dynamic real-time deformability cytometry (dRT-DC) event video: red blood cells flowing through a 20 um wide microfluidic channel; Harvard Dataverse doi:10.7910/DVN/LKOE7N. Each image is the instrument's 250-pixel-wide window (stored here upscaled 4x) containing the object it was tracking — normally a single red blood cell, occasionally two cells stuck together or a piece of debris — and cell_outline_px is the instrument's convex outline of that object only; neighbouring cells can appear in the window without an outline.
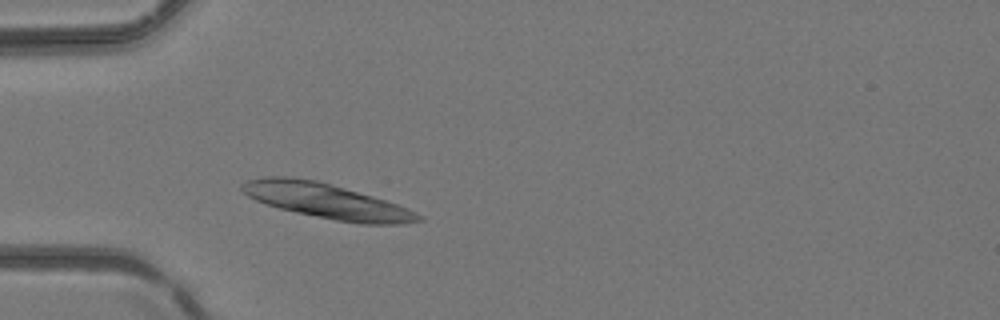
{"species": "common noctule bat (a hibernating species)", "species_latin": "Nyctalus noctula", "temperature_condition": "room temperature", "stored_images_in_passage": 2, "camera_frame_rate_fps": 3000, "um_per_image_px": 0.085, "animal": {"sex": "female", "body_mass_g": 24.6, "forearm_length_mm": 56.2}, "frame": {"image": 1, "passage_image": 2, "time_ms": 0.333, "image_size_px": [1000, 320], "cell_outline_px": [[424, 220], [400, 224], [360, 224], [336, 220], [296, 212], [280, 208], [256, 200], [248, 196], [240, 188], [240, 184], [248, 180], [264, 176], [288, 176], [316, 180], [372, 196], [396, 204], [424, 216]], "centroid_in_image_um": [27.74, 17.08], "position_along_channel_um": 57.3, "area_um2": 35.49}}